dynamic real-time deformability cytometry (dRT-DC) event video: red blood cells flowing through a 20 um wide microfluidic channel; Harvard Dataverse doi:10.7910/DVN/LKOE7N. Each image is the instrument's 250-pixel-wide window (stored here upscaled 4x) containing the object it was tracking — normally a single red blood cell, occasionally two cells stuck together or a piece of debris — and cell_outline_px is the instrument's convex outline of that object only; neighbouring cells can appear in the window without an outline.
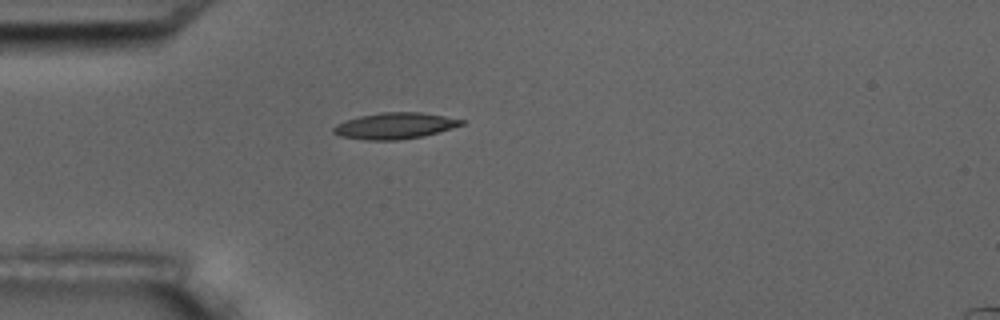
{"species": "common noctule bat (a hibernating species)", "species_latin": "Nyctalus noctula", "temperature_condition": "room temperature", "stored_images_in_passage": 1, "camera_frame_rate_fps": 3000, "um_per_image_px": 0.085, "animal": {"sex": "male", "body_mass_g": 17.5, "forearm_length_mm": 52.3}, "frame": {"image": 1, "passage_image": 1, "time_ms": 0.0, "image_size_px": [1000, 320], "cell_outline_px": [[464, 124], [452, 128], [424, 136], [396, 140], [364, 140], [340, 136], [332, 132], [332, 128], [336, 124], [344, 120], [360, 116], [380, 112], [420, 112], [444, 116], [464, 120]], "centroid_in_image_um": [33.52, 10.69], "position_along_channel_um": 51.5, "area_um2": 19.59}}